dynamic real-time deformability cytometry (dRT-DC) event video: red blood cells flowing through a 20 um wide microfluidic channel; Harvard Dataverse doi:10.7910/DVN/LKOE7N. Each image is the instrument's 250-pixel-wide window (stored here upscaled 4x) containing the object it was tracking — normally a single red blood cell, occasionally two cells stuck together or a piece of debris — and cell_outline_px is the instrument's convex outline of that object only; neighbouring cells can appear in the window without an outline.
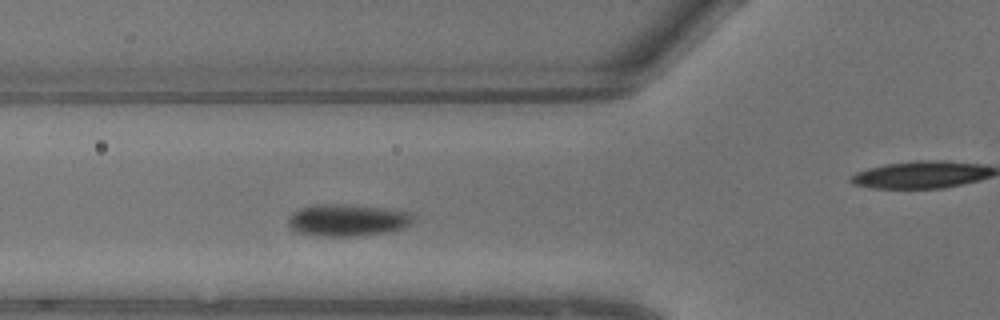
{"species": "common noctule bat (a hibernating species)", "species_latin": "Nyctalus noctula", "temperature_condition": "warm", "stored_images_in_passage": 6, "segment_of_instrument_passage": [1, 2], "camera_frame_rate_fps": 3000, "um_per_image_px": 0.085, "animal": {"sex": "male", "body_mass_g": 13.3}, "frame": {"image": 1, "passage_image": 5, "time_ms": 1.333, "image_size_px": [1000, 320], "cell_outline_px": [[412, 220], [404, 228], [384, 232], [348, 236], [320, 236], [296, 232], [288, 224], [288, 220], [292, 212], [300, 208], [316, 204], [340, 204], [388, 208], [408, 212], [412, 216]], "centroid_in_image_um": [29.48, 18.7], "position_along_channel_um": 96.3, "area_um2": 23.0}}